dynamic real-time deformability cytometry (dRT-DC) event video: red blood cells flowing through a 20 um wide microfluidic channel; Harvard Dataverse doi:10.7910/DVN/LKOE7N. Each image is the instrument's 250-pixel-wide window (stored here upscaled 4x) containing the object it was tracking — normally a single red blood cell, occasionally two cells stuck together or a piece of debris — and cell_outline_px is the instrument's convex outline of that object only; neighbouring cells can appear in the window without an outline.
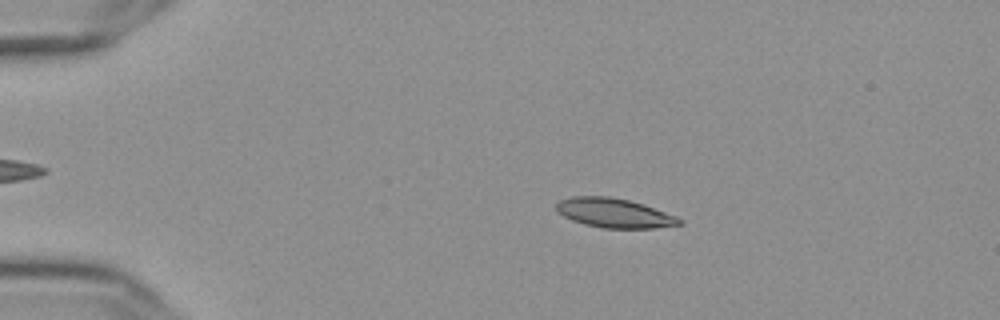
{"species": "Egyptian fruit bat (a non-hibernating species)", "species_latin": "Rousettus aegyptiacus", "temperature_condition": "cold", "stored_images_in_passage": 56, "camera_frame_rate_fps": 3000, "um_per_image_px": 0.085, "frame": {"image": 1, "passage_image": 11, "time_ms": 3.333, "image_size_px": [1000, 320], "cell_outline_px": [[684, 224], [652, 228], [604, 228], [584, 224], [572, 220], [556, 212], [556, 204], [560, 200], [572, 196], [608, 196], [628, 200], [644, 204], [676, 216], [684, 220]], "centroid_in_image_um": [52.22, 18.1], "position_along_channel_um": 32.8, "area_um2": 21.1}}
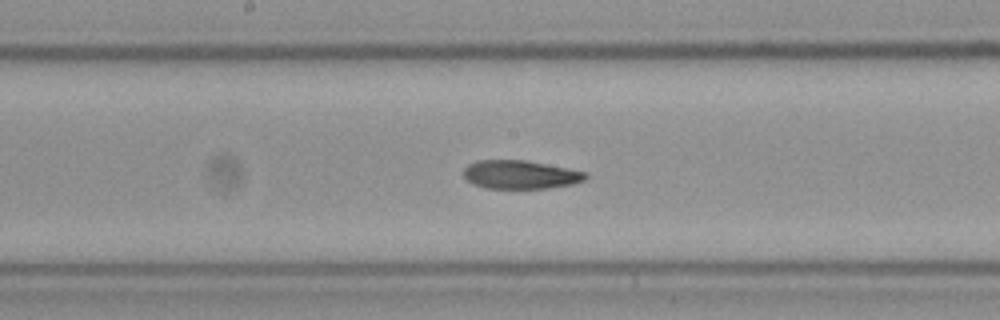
{"frame": {"image": 2, "passage_image": 30, "time_ms": 9.667, "image_size_px": [1000, 320], "cell_outline_px": [[588, 176], [584, 180], [572, 184], [548, 188], [484, 188], [472, 184], [464, 176], [464, 168], [468, 164], [476, 160], [524, 160], [568, 168], [588, 172]], "centroid_in_image_um": [44.22, 14.84], "position_along_channel_um": 204.0, "area_um2": 20.29}}
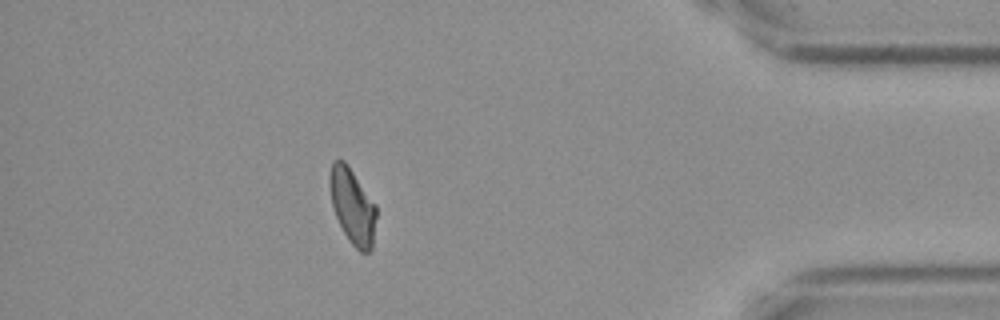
{"frame": {"image": 3, "passage_image": 50, "time_ms": 16.333, "image_size_px": [1000, 320], "cell_outline_px": [[376, 216], [372, 248], [368, 252], [360, 252], [348, 240], [336, 216], [332, 204], [328, 184], [328, 176], [332, 164], [336, 160], [344, 160], [376, 204]], "centroid_in_image_um": [29.95, 17.52], "position_along_channel_um": 405.2, "area_um2": 20.35}, "authors_computed_cell_mechanics": {"area_um2": 20.9525, "velocity_mm_per_s": 3.6106, "shape_relaxation_time_tau1_ms": null, "shape_relaxation_time_tau2_ms": 4.3639, "deformation_change_tau1": null, "deformation_change_tau2": 0.0964}}